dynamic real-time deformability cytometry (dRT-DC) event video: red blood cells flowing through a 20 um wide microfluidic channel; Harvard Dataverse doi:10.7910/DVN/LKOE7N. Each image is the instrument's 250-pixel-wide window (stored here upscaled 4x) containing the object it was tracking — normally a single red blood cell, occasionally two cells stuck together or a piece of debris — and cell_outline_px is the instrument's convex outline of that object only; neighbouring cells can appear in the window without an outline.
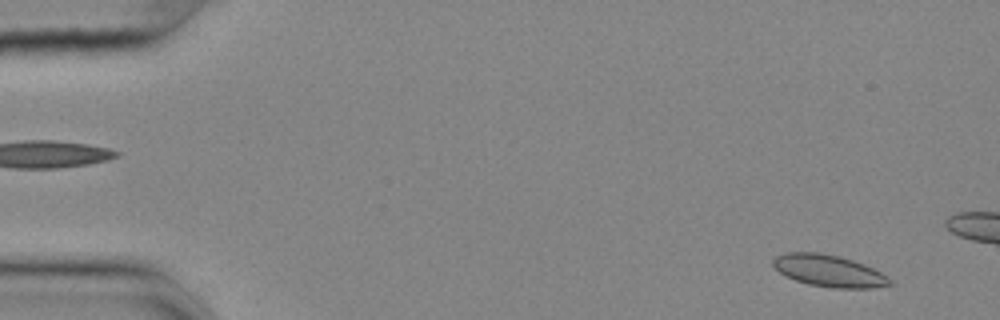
{"species": "common noctule bat (a hibernating species)", "species_latin": "Nyctalus noctula", "temperature_condition": "cold", "stored_images_in_passage": 15, "camera_frame_rate_fps": 3000, "um_per_image_px": 0.085, "animal": {"sex": "female", "body_mass_g": 25.1}, "frame": {"image": 1, "passage_image": 3, "time_ms": 0.667, "image_size_px": [1000, 320], "cell_outline_px": [[896, 284], [872, 288], [832, 288], [808, 284], [796, 280], [780, 272], [772, 264], [772, 260], [776, 256], [788, 252], [820, 252], [840, 256], [864, 264], [888, 276]], "centroid_in_image_um": [70.5, 23.02], "position_along_channel_um": 14.5, "area_um2": 21.73}}